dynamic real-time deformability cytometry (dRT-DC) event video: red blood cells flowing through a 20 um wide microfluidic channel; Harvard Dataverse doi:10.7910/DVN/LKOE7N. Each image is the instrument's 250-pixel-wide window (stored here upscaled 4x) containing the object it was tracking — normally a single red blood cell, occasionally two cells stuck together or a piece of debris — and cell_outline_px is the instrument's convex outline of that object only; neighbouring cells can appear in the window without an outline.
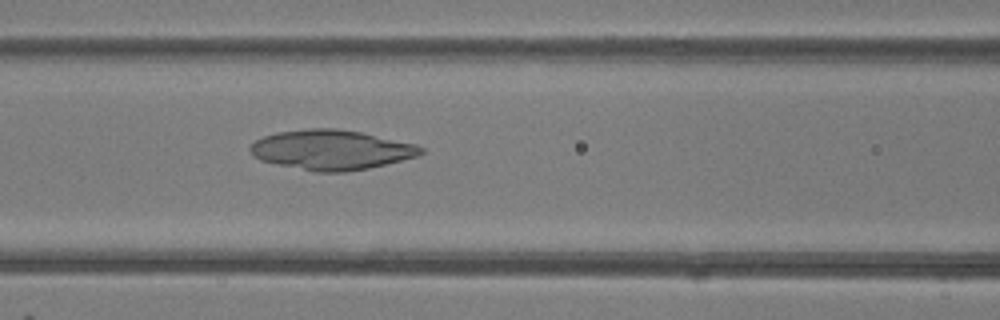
{"species": "common noctule bat (a hibernating species)", "species_latin": "Nyctalus noctula", "temperature_condition": "room temperature", "stored_images_in_passage": 49, "camera_frame_rate_fps": 3000, "um_per_image_px": 0.085, "animal": {"sex": "female"}, "frame": {"image": 1, "passage_image": 21, "time_ms": 6.667, "image_size_px": [1000, 320], "cell_outline_px": [[424, 152], [416, 156], [368, 168], [348, 172], [316, 172], [260, 160], [248, 148], [256, 140], [264, 136], [276, 132], [308, 128], [336, 128], [360, 132], [416, 144], [424, 148]], "centroid_in_image_um": [28.16, 12.73], "position_along_channel_um": 138.4, "area_um2": 39.25}}
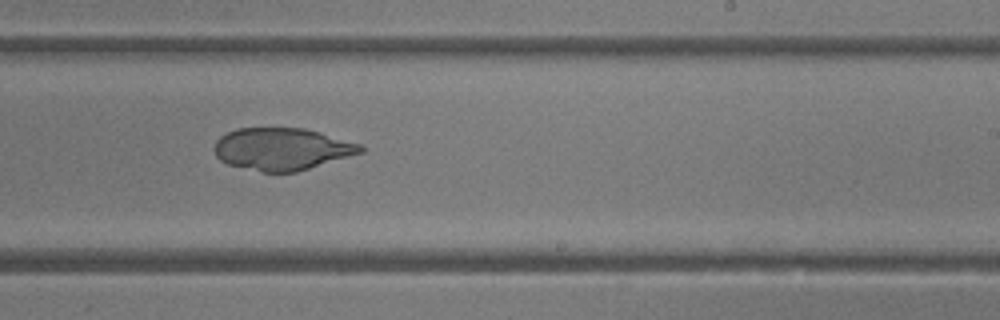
{"frame": {"image": 2, "passage_image": 30, "time_ms": 9.667, "image_size_px": [1000, 320], "cell_outline_px": [[364, 152], [296, 172], [264, 172], [228, 164], [220, 160], [216, 156], [216, 140], [220, 136], [236, 128], [304, 128], [364, 144]], "centroid_in_image_um": [24.01, 12.66], "position_along_channel_um": 265.0, "area_um2": 35.89}}
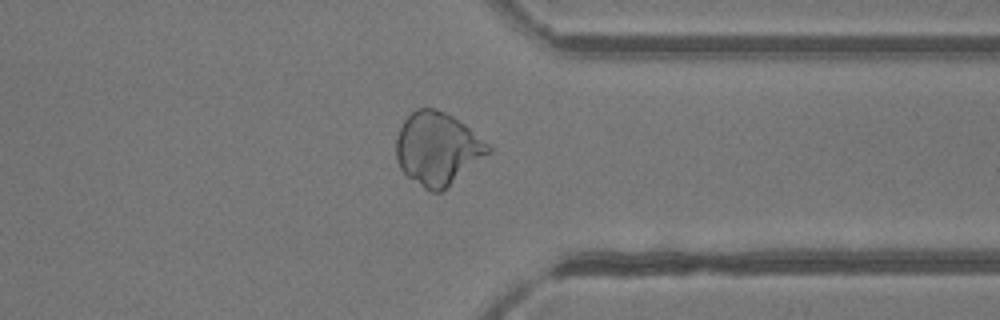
{"frame": {"image": 3, "passage_image": 38, "time_ms": 12.333, "image_size_px": [1000, 320], "cell_outline_px": [[492, 152], [440, 192], [432, 192], [424, 188], [408, 176], [400, 168], [396, 160], [396, 136], [404, 120], [416, 108], [432, 108], [444, 112], [452, 116], [464, 124], [488, 144], [492, 148]], "centroid_in_image_um": [37.17, 12.63], "position_along_channel_um": 374.2, "area_um2": 38.67}}